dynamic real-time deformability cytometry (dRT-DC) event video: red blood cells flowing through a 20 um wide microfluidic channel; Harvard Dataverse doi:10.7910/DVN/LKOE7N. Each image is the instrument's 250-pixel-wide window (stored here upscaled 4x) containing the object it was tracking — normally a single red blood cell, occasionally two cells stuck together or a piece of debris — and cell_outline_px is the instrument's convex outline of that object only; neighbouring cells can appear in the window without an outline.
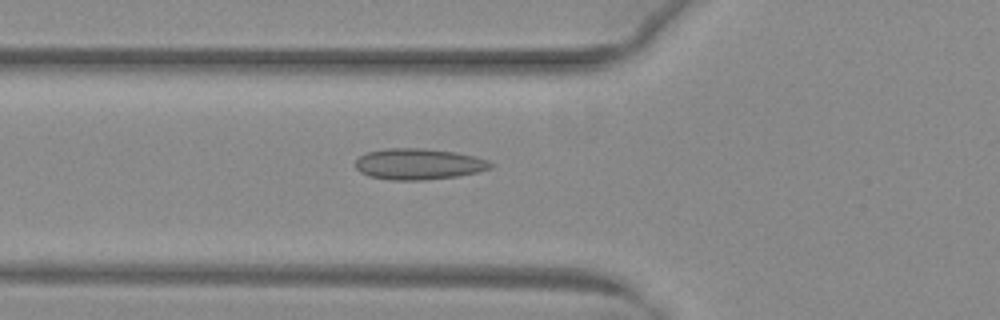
{"species": "common noctule bat (a hibernating species)", "species_latin": "Nyctalus noctula", "temperature_condition": "warm", "stored_images_in_passage": 52, "camera_frame_rate_fps": 3000, "um_per_image_px": 0.085, "animal": {"sex": "female", "body_mass_g": 29.2, "forearm_length_mm": 56.3}, "frame": {"image": 1, "passage_image": 20, "time_ms": 6.333, "image_size_px": [1000, 320], "cell_outline_px": [[492, 168], [460, 176], [424, 180], [388, 180], [368, 176], [360, 172], [356, 168], [356, 160], [360, 156], [368, 152], [388, 148], [424, 148], [456, 152], [488, 160], [492, 164]], "centroid_in_image_um": [35.57, 13.95], "position_along_channel_um": 90.2, "area_um2": 24.51}}
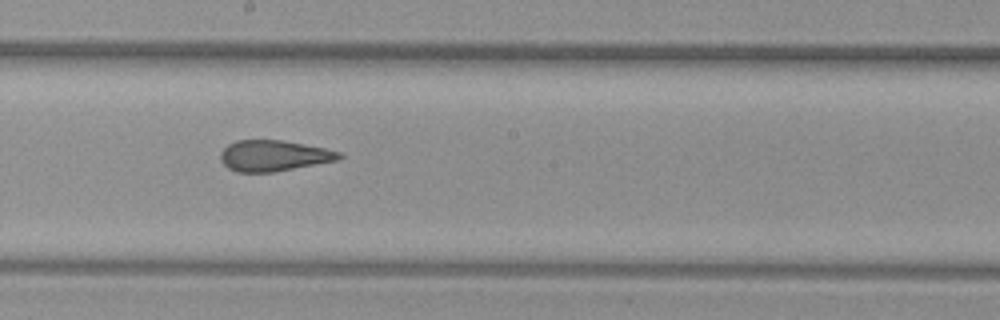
{"frame": {"image": 2, "passage_image": 30, "time_ms": 9.667, "image_size_px": [1000, 320], "cell_outline_px": [[344, 156], [336, 160], [276, 172], [236, 172], [228, 168], [220, 160], [220, 152], [228, 144], [236, 140], [280, 140], [324, 148], [340, 152]], "centroid_in_image_um": [23.22, 13.24], "position_along_channel_um": 225.0, "area_um2": 21.27}}
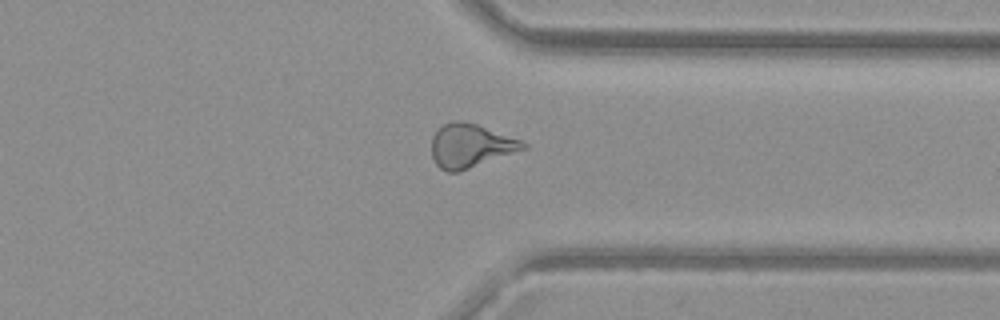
{"frame": {"image": 3, "passage_image": 41, "time_ms": 13.333, "image_size_px": [1000, 320], "cell_outline_px": [[528, 148], [460, 172], [448, 172], [440, 168], [436, 164], [432, 156], [432, 136], [444, 124], [452, 120], [464, 120], [476, 124], [520, 140], [528, 144]], "centroid_in_image_um": [39.99, 12.4], "position_along_channel_um": 371.4, "area_um2": 23.29}, "authors_computed_cell_mechanics": {"area_um2": 23.7269, "velocity_mm_per_s": 4.0271, "shape_relaxation_time_tau1_ms": null, "shape_relaxation_time_tau2_ms": 1.6313, "deformation_change_tau1": null, "deformation_change_tau2": 0.1016}}